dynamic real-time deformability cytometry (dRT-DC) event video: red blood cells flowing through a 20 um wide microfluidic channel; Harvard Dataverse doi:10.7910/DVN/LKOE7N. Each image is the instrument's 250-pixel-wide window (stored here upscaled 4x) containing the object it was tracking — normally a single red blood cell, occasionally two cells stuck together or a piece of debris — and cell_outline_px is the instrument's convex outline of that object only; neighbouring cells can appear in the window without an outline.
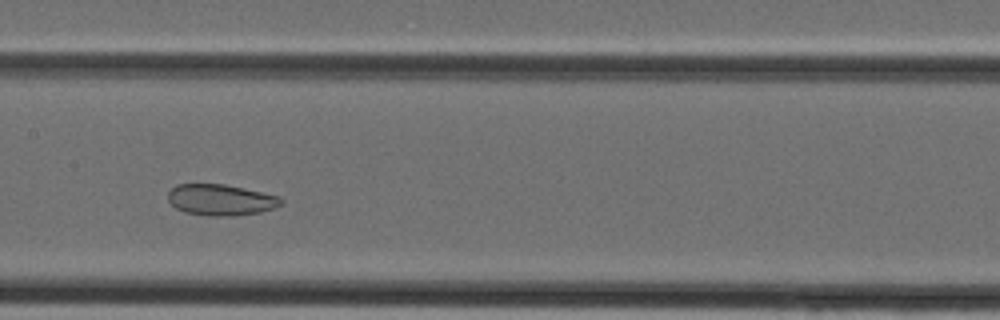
{"species": "Egyptian fruit bat (a non-hibernating species)", "species_latin": "Rousettus aegyptiacus", "temperature_condition": "cold", "stored_images_in_passage": 20, "camera_frame_rate_fps": 3000, "um_per_image_px": 0.085, "animal": {"sex": "female"}, "frame": {"image": 1, "passage_image": 15, "time_ms": 4.667, "image_size_px": [1000, 320], "cell_outline_px": [[284, 204], [276, 208], [260, 212], [232, 216], [208, 216], [184, 212], [176, 208], [168, 200], [168, 192], [176, 184], [224, 184], [280, 196], [284, 200]], "centroid_in_image_um": [18.79, 16.99], "position_along_channel_um": 188.6, "area_um2": 20.69}}
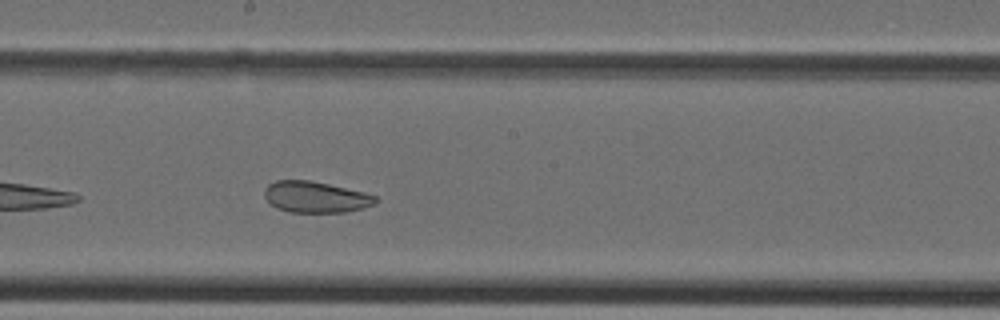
{"frame": {"image": 2, "passage_image": 17, "time_ms": 5.333, "image_size_px": [1000, 320], "cell_outline_px": [[380, 200], [376, 204], [344, 212], [288, 212], [276, 208], [264, 196], [264, 188], [268, 184], [276, 180], [308, 180], [328, 184], [364, 192], [376, 196]], "centroid_in_image_um": [26.82, 16.74], "position_along_channel_um": 221.4, "area_um2": 20.17}}